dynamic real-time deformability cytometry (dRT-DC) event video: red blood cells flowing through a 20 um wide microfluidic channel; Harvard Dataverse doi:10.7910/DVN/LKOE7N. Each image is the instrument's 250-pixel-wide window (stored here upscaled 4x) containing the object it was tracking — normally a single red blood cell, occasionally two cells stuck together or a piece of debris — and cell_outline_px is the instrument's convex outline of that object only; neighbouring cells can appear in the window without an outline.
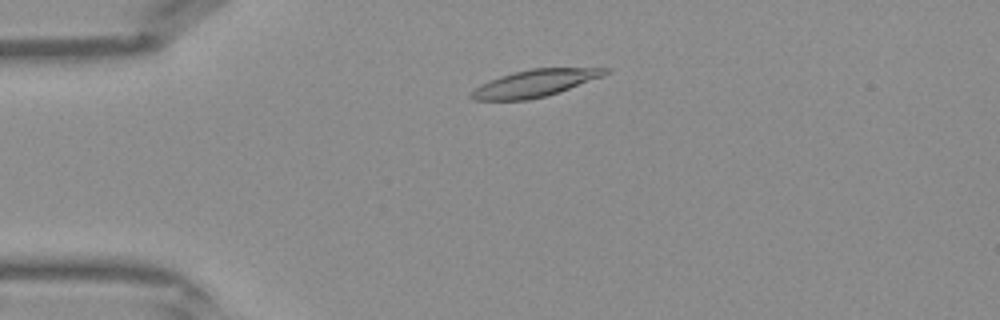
{"species": "Egyptian fruit bat (a non-hibernating species)", "species_latin": "Rousettus aegyptiacus", "temperature_condition": "warm", "stored_images_in_passage": 39, "camera_frame_rate_fps": 3000, "um_per_image_px": 0.085, "frame": {"image": 1, "passage_image": 7, "time_ms": 2.0, "image_size_px": [1000, 320], "cell_outline_px": [[608, 72], [604, 76], [544, 96], [528, 100], [472, 100], [468, 96], [468, 92], [480, 84], [488, 80], [512, 72], [532, 68], [608, 68]], "centroid_in_image_um": [45.36, 7.08], "position_along_channel_um": 39.6, "area_um2": 21.04}}
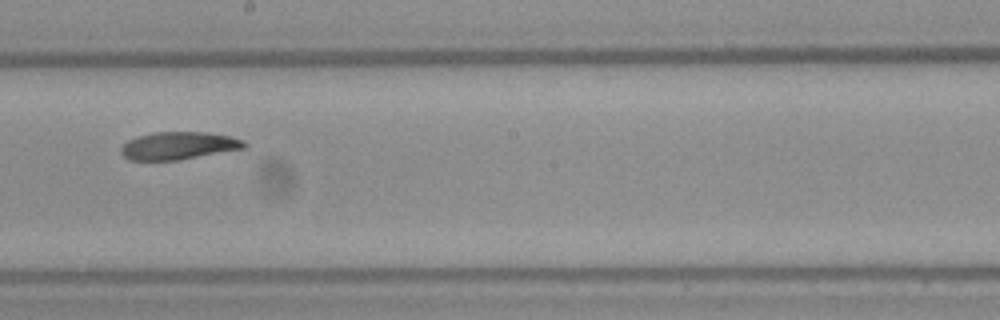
{"frame": {"image": 2, "passage_image": 21, "time_ms": 6.667, "image_size_px": [1000, 320], "cell_outline_px": [[248, 144], [244, 148], [180, 160], [128, 160], [120, 152], [120, 148], [128, 140], [136, 136], [152, 132], [204, 132], [228, 136], [244, 140]], "centroid_in_image_um": [15.15, 12.38], "position_along_channel_um": 233.1, "area_um2": 19.88}}
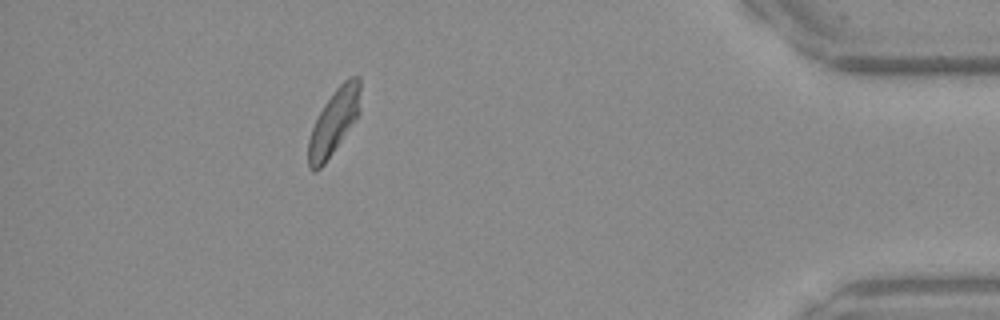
{"frame": {"image": 3, "passage_image": 35, "time_ms": 11.333, "image_size_px": [1000, 320], "cell_outline_px": [[360, 112], [356, 120], [324, 164], [316, 172], [312, 172], [308, 168], [308, 140], [312, 128], [324, 104], [332, 92], [344, 80], [352, 76], [360, 76]], "centroid_in_image_um": [28.38, 10.37], "position_along_channel_um": 406.8, "area_um2": 19.83}}